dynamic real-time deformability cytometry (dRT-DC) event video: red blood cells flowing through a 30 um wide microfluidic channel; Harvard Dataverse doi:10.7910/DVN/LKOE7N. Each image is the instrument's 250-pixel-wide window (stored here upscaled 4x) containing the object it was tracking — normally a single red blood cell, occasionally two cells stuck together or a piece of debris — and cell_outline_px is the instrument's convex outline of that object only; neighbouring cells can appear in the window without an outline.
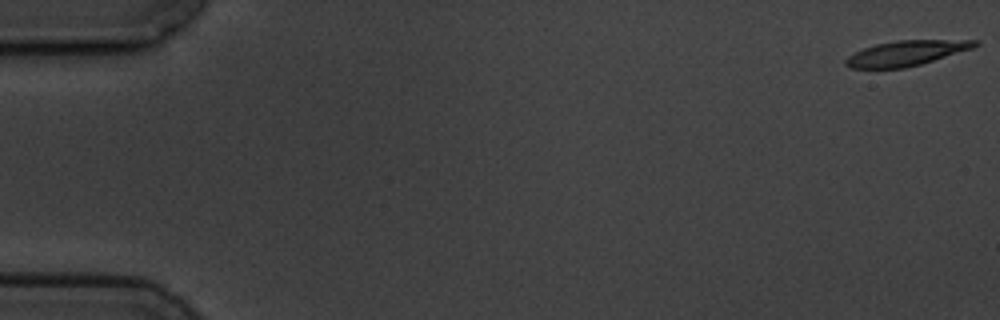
{"species": "common noctule bat (a hibernating species)", "species_latin": "Nyctalus noctula", "temperature_condition": "cold", "stored_images_in_passage": 4, "camera_frame_rate_fps": 3000, "um_per_image_px": 0.085, "animal": {"sex": "male", "body_mass_g": 19.5, "forearm_length_mm": 54.6}, "frame": {"image": 1, "passage_image": 1, "time_ms": 0.0, "image_size_px": [1000, 320], "cell_outline_px": [[980, 44], [972, 48], [920, 64], [904, 68], [848, 68], [844, 64], [844, 60], [848, 56], [864, 48], [876, 44], [896, 40], [980, 40]], "centroid_in_image_um": [77.0, 4.51], "position_along_channel_um": 8.0, "area_um2": 18.73}}
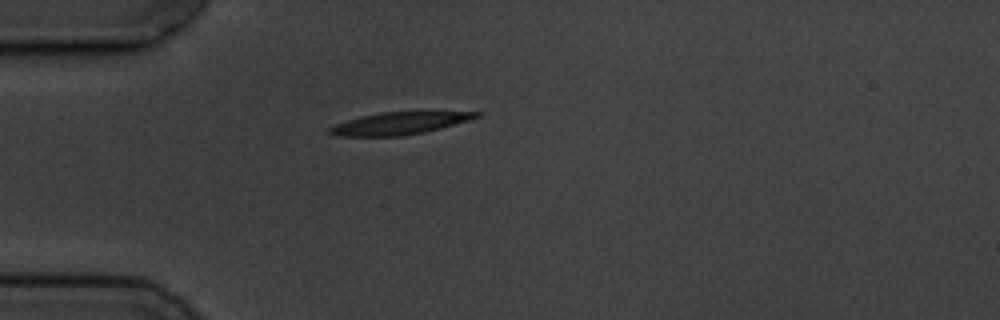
{"frame": {"image": 2, "passage_image": 4, "time_ms": 5.0, "image_size_px": [1000, 320], "cell_outline_px": [[484, 112], [480, 116], [468, 120], [440, 128], [424, 132], [400, 136], [340, 136], [328, 132], [328, 128], [336, 124], [360, 116], [380, 112]], "centroid_in_image_um": [33.92, 10.48], "position_along_channel_um": 51.1, "area_um2": 18.73}}